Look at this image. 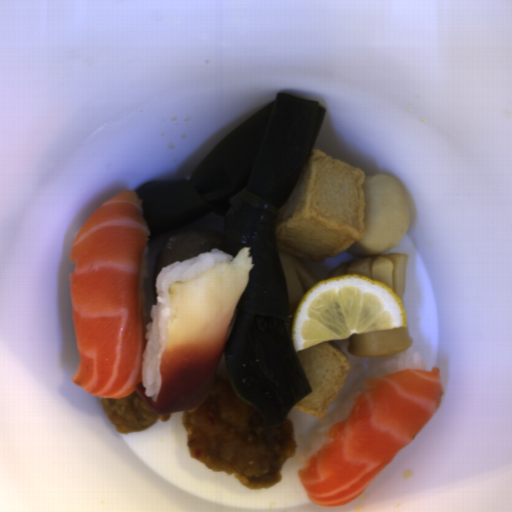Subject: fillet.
<instances>
[{"mask_svg": "<svg viewBox=\"0 0 512 512\" xmlns=\"http://www.w3.org/2000/svg\"><path fill=\"white\" fill-rule=\"evenodd\" d=\"M443 394L436 367L363 381L346 418L327 431L331 441L297 472L309 500L339 506L359 496L434 417Z\"/></svg>", "mask_w": 512, "mask_h": 512, "instance_id": "e2c912f1", "label": "fillet"}, {"mask_svg": "<svg viewBox=\"0 0 512 512\" xmlns=\"http://www.w3.org/2000/svg\"><path fill=\"white\" fill-rule=\"evenodd\" d=\"M151 228L135 190L99 205L76 233L67 282L82 391L117 399L135 392L155 414L193 408L213 388L229 327L247 288L253 256L241 248L207 273L168 286L162 385L151 402L143 380L148 312L141 267Z\"/></svg>", "mask_w": 512, "mask_h": 512, "instance_id": "25842a12", "label": "fillet"}]
</instances>
